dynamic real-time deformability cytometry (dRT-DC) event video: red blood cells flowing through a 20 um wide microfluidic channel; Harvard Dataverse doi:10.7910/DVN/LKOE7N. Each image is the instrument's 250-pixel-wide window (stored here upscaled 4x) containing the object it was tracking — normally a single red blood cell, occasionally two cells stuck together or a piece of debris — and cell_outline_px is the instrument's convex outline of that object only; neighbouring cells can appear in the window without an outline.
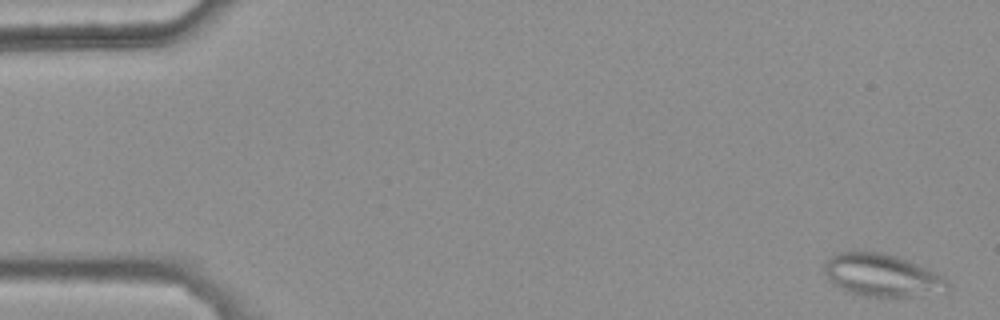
{"species": "common noctule bat (a hibernating species)", "species_latin": "Nyctalus noctula", "temperature_condition": "warm", "stored_images_in_passage": 44, "camera_frame_rate_fps": 3000, "um_per_image_px": 0.085, "animal": {"sex": "female", "body_mass_g": 25.1}, "frame": {"image": 1, "passage_image": 1, "time_ms": 0.0, "image_size_px": [1000, 320], "cell_outline_px": [[952, 288], [948, 292], [912, 296], [864, 296], [848, 292], [832, 284], [824, 272], [824, 260], [828, 256], [836, 252], [880, 252], [896, 256], [936, 272], [944, 276]], "centroid_in_image_um": [74.97, 23.4], "position_along_channel_um": 10.0, "area_um2": 30.81}}
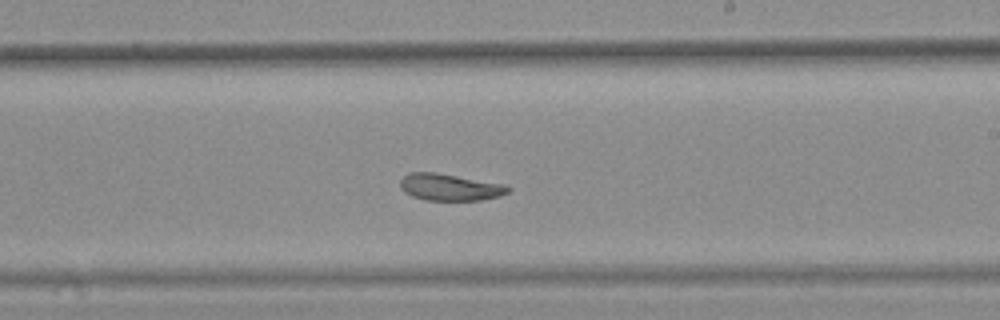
{"frame": {"image": 2, "passage_image": 31, "time_ms": 10.0, "image_size_px": [1000, 320], "cell_outline_px": [[512, 188], [508, 192], [496, 196], [480, 200], [424, 200], [412, 196], [404, 192], [400, 188], [400, 180], [408, 172], [436, 172], [500, 184]], "centroid_in_image_um": [38.14, 15.91], "position_along_channel_um": 250.9, "area_um2": 16.59}}
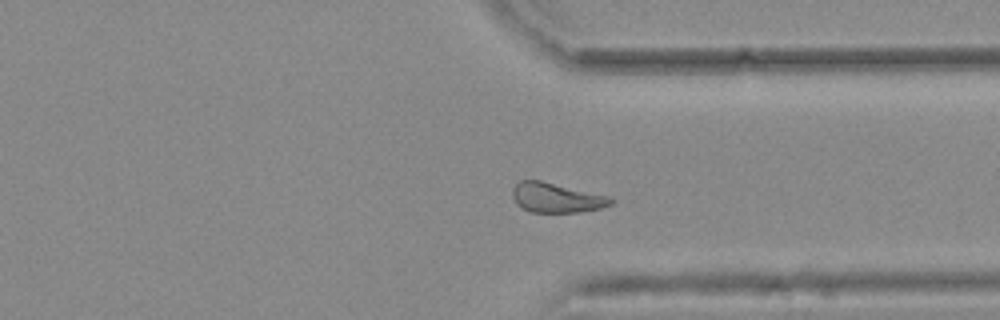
{"frame": {"image": 3, "passage_image": 40, "time_ms": 13.0, "image_size_px": [1000, 320], "cell_outline_px": [[616, 200], [612, 204], [600, 208], [580, 212], [532, 212], [520, 208], [516, 204], [512, 196], [512, 188], [520, 180], [540, 180], [612, 196]], "centroid_in_image_um": [47.32, 16.8], "position_along_channel_um": 364.1, "area_um2": 17.34}, "authors_computed_cell_mechanics": {"area_um2": 18.2359, "velocity_mm_per_s": 3.7608, "shape_relaxation_time_tau1_ms": null, "shape_relaxation_time_tau2_ms": 4.4292, "deformation_change_tau1": null, "deformation_change_tau2": 0.1163}}